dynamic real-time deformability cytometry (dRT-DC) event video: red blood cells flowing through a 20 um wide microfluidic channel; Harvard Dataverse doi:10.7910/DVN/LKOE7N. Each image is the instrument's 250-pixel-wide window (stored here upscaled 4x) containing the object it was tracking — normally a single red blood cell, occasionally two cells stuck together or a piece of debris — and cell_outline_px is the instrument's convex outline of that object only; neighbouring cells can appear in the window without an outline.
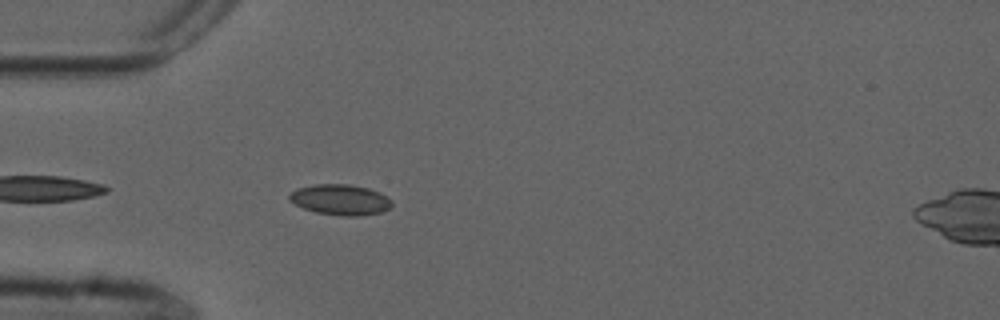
{"species": "common noctule bat (a hibernating species)", "species_latin": "Nyctalus noctula", "temperature_condition": "cold", "stored_images_in_passage": 34, "camera_frame_rate_fps": 3000, "um_per_image_px": 0.085, "animal": {"sex": "male", "forearm_length_mm": 52.5}, "frame": {"image": 1, "passage_image": 3, "time_ms": 0.667, "image_size_px": [1000, 320], "cell_outline_px": [[392, 204], [388, 208], [380, 212], [356, 216], [344, 216], [316, 212], [304, 208], [288, 200], [288, 196], [296, 188], [316, 184], [348, 184], [368, 188], [380, 192], [392, 200]], "centroid_in_image_um": [28.92, 16.96], "position_along_channel_um": 56.1, "area_um2": 18.15}}
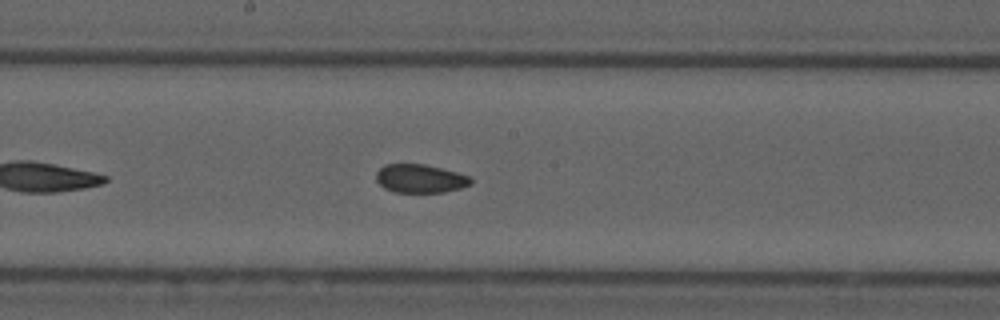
{"frame": {"image": 2, "passage_image": 16, "time_ms": 5.0, "image_size_px": [1000, 320], "cell_outline_px": [[472, 184], [460, 188], [444, 192], [396, 192], [384, 188], [376, 180], [376, 172], [384, 164], [424, 164], [456, 172], [468, 176], [472, 180]], "centroid_in_image_um": [35.69, 15.18], "position_along_channel_um": 212.5, "area_um2": 15.61}}
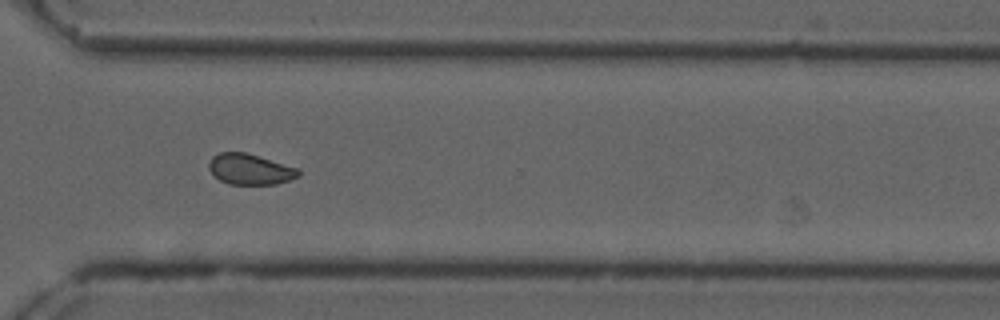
{"frame": {"image": 3, "passage_image": 27, "time_ms": 8.667, "image_size_px": [1000, 320], "cell_outline_px": [[300, 176], [276, 184], [228, 184], [220, 180], [208, 168], [208, 164], [212, 156], [220, 152], [244, 152], [300, 168]], "centroid_in_image_um": [21.27, 14.38], "position_along_channel_um": 349.3, "area_um2": 16.01}, "authors_computed_cell_mechanics": {"area_um2": 16.762, "velocity_mm_per_s": 3.7489, "shape_relaxation_time_tau1_ms": 9.1588, "shape_relaxation_time_tau2_ms": 2.5682, "deformation_change_tau1": 0.0907, "deformation_change_tau2": 0.0644}}